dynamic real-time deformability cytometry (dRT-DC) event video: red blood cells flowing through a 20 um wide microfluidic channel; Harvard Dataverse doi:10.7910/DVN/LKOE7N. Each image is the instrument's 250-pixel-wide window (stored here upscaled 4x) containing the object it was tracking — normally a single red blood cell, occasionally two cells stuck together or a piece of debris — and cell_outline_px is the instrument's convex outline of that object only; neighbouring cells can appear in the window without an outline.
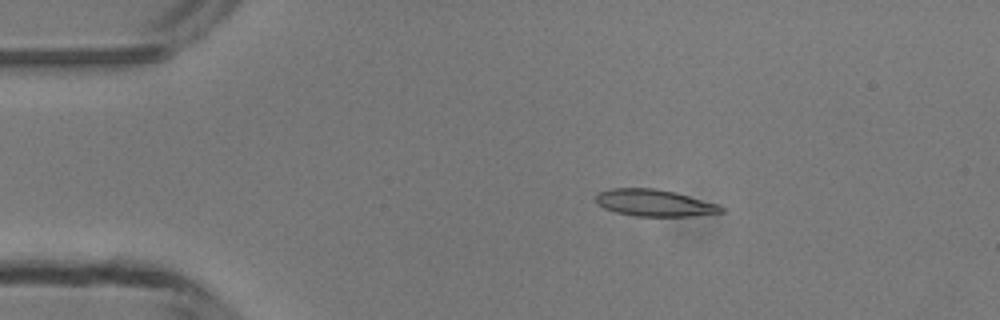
{"species": "common noctule bat (a hibernating species)", "species_latin": "Nyctalus noctula", "temperature_condition": "room temperature", "stored_images_in_passage": 4, "camera_frame_rate_fps": 3000, "um_per_image_px": 0.085, "animal": {"sex": "male", "body_mass_g": 13.3}, "frame": {"image": 1, "passage_image": 3, "time_ms": 2.333, "image_size_px": [1000, 320], "cell_outline_px": [[724, 212], [692, 216], [636, 216], [616, 212], [604, 208], [596, 200], [596, 196], [600, 192], [612, 188], [656, 188], [676, 192], [716, 204], [724, 208]], "centroid_in_image_um": [55.63, 17.24], "position_along_channel_um": 29.4, "area_um2": 19.36}}